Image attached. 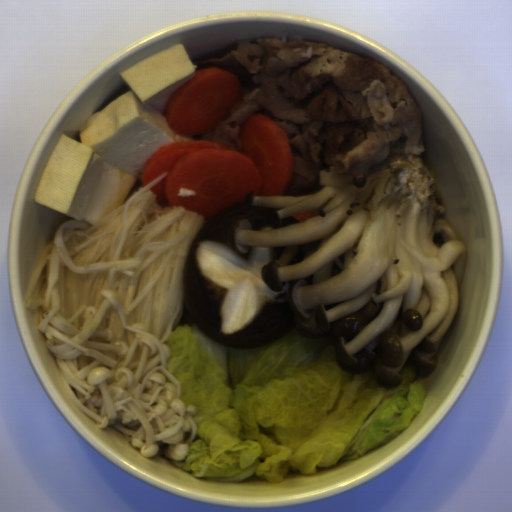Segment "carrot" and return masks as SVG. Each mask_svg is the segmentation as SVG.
Listing matches in <instances>:
<instances>
[{"label":"carrot","instance_id":"1","mask_svg":"<svg viewBox=\"0 0 512 512\" xmlns=\"http://www.w3.org/2000/svg\"><path fill=\"white\" fill-rule=\"evenodd\" d=\"M240 152L221 142L185 140L160 147L146 160L143 188L157 206L181 207L211 218L254 196L280 197L293 175L290 143L284 128L264 114L249 116L240 129Z\"/></svg>","mask_w":512,"mask_h":512},{"label":"carrot","instance_id":"2","mask_svg":"<svg viewBox=\"0 0 512 512\" xmlns=\"http://www.w3.org/2000/svg\"><path fill=\"white\" fill-rule=\"evenodd\" d=\"M239 97L232 73L214 67L195 70L168 99L166 124L180 137L208 134L232 112Z\"/></svg>","mask_w":512,"mask_h":512},{"label":"carrot","instance_id":"3","mask_svg":"<svg viewBox=\"0 0 512 512\" xmlns=\"http://www.w3.org/2000/svg\"><path fill=\"white\" fill-rule=\"evenodd\" d=\"M317 210L318 209L303 210V211H300V212L292 215V218L297 220L299 223L303 222V221H307L311 216H313L317 212Z\"/></svg>","mask_w":512,"mask_h":512}]
</instances>
